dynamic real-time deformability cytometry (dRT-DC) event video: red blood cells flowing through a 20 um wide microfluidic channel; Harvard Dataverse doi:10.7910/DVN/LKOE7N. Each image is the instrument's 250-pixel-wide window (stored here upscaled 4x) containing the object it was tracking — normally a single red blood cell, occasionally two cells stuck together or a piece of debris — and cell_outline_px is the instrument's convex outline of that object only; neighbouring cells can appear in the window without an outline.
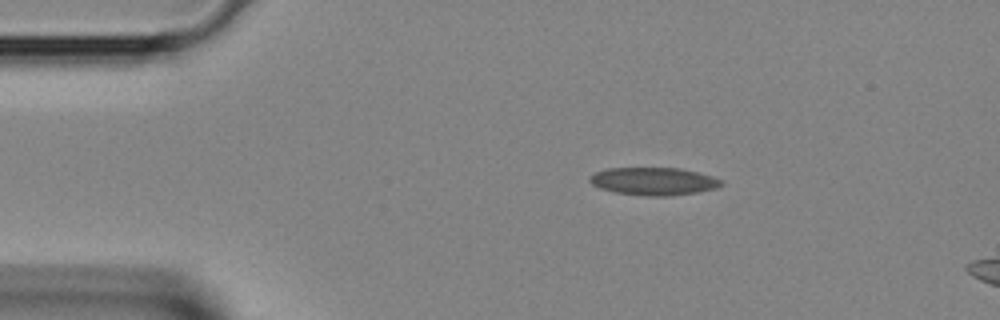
{"species": "Egyptian fruit bat (a non-hibernating species)", "species_latin": "Rousettus aegyptiacus", "temperature_condition": "room temperature", "stored_images_in_passage": 5, "camera_frame_rate_fps": 3000, "um_per_image_px": 0.085, "animal": {"sex": "female"}, "frame": {"image": 1, "passage_image": 1, "time_ms": 0.0, "image_size_px": [1000, 320], "cell_outline_px": [[724, 184], [716, 188], [696, 192], [672, 196], [644, 196], [616, 192], [600, 188], [592, 184], [588, 180], [588, 176], [596, 172], [608, 168], [680, 168], [712, 176], [724, 180]], "centroid_in_image_um": [55.57, 15.41], "position_along_channel_um": 29.4, "area_um2": 21.33}}